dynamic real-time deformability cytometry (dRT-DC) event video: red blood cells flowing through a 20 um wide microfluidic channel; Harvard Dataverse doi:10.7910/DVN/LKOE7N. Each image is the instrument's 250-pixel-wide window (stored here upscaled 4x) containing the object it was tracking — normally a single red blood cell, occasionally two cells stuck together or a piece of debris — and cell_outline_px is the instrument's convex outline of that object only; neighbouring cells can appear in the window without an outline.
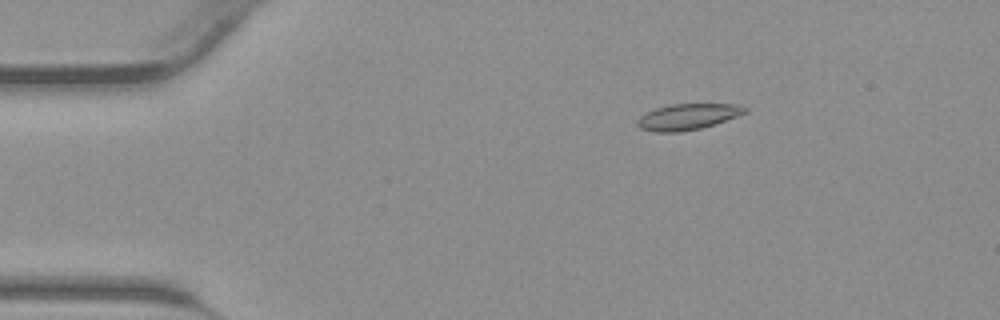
{"species": "common noctule bat (a hibernating species)", "species_latin": "Nyctalus noctula", "temperature_condition": "warm", "stored_images_in_passage": 44, "camera_frame_rate_fps": 3000, "um_per_image_px": 0.085, "animal": {"sex": "male", "body_mass_g": 23.1, "forearm_length_mm": 52.7}, "frame": {"image": 1, "passage_image": 8, "time_ms": 2.333, "image_size_px": [1000, 320], "cell_outline_px": [[748, 112], [700, 128], [680, 132], [656, 132], [640, 128], [636, 124], [636, 120], [640, 116], [656, 108], [668, 104], [744, 104], [748, 108]], "centroid_in_image_um": [58.46, 9.91], "position_along_channel_um": 26.5, "area_um2": 16.24}}
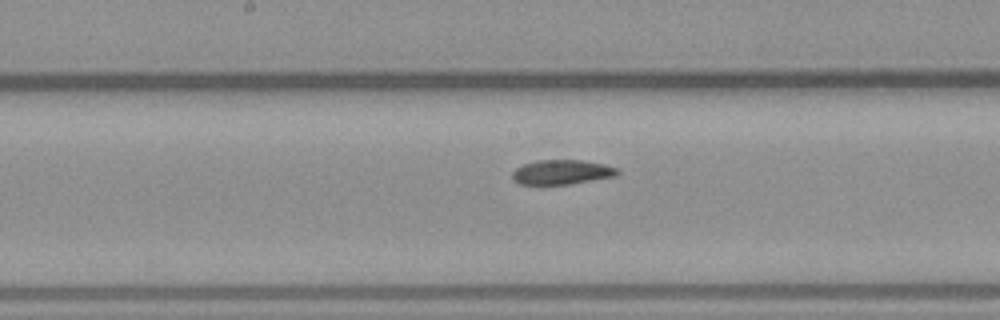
{"frame": {"image": 2, "passage_image": 23, "time_ms": 7.333, "image_size_px": [1000, 320], "cell_outline_px": [[620, 172], [616, 176], [572, 184], [540, 188], [520, 184], [512, 180], [512, 172], [520, 164], [536, 160], [584, 160], [604, 164], [616, 168]], "centroid_in_image_um": [47.66, 14.68], "position_along_channel_um": 200.5, "area_um2": 16.01}}
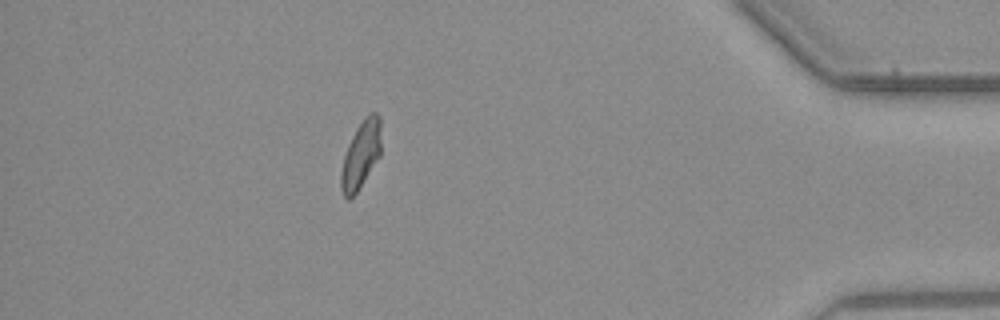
{"frame": {"image": 3, "passage_image": 39, "time_ms": 12.667, "image_size_px": [1000, 320], "cell_outline_px": [[380, 156], [356, 192], [348, 200], [344, 196], [340, 188], [340, 172], [344, 156], [348, 144], [356, 128], [368, 112], [376, 112], [380, 116]], "centroid_in_image_um": [30.66, 13.13], "position_along_channel_um": 404.5, "area_um2": 15.66}}